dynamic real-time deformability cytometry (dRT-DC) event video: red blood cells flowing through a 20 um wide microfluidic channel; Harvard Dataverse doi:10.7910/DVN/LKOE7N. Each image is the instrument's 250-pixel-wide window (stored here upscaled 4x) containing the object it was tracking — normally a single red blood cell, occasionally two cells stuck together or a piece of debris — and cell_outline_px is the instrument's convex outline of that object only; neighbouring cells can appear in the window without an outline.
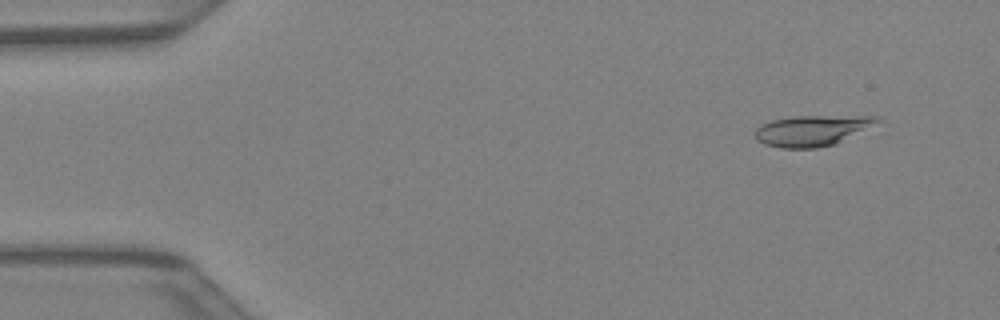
{"species": "Egyptian fruit bat (a non-hibernating species)", "species_latin": "Rousettus aegyptiacus", "temperature_condition": "warm", "stored_images_in_passage": 42, "camera_frame_rate_fps": 3000, "um_per_image_px": 0.085, "animal": {"sex": "female"}, "frame": {"image": 1, "passage_image": 4, "time_ms": 1.0, "image_size_px": [1000, 320], "cell_outline_px": [[884, 120], [836, 144], [816, 148], [780, 148], [764, 144], [756, 140], [756, 128], [760, 124], [772, 120], [792, 116], [880, 116]], "centroid_in_image_um": [69.04, 11.09], "position_along_channel_um": 16.0, "area_um2": 22.02}}
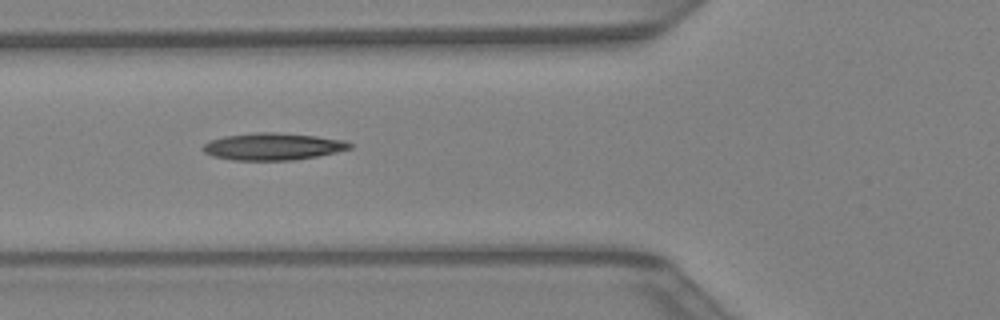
{"frame": {"image": 2, "passage_image": 16, "time_ms": 5.0, "image_size_px": [1000, 320], "cell_outline_px": [[352, 148], [336, 152], [316, 156], [292, 160], [232, 160], [212, 156], [204, 152], [204, 144], [208, 140], [224, 136], [256, 132], [276, 132], [316, 136], [344, 140], [352, 144]], "centroid_in_image_um": [23.18, 12.45], "position_along_channel_um": 102.6, "area_um2": 23.12}}
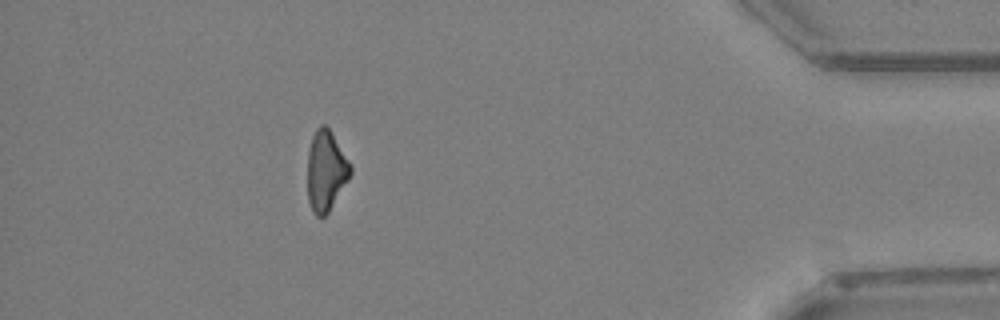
{"frame": {"image": 3, "passage_image": 38, "time_ms": 12.333, "image_size_px": [1000, 320], "cell_outline_px": [[352, 172], [348, 180], [328, 212], [324, 216], [316, 216], [312, 212], [308, 200], [308, 152], [312, 136], [316, 128], [320, 124], [324, 124], [328, 128], [352, 164]], "centroid_in_image_um": [27.71, 14.51], "position_along_channel_um": 407.5, "area_um2": 20.06}}